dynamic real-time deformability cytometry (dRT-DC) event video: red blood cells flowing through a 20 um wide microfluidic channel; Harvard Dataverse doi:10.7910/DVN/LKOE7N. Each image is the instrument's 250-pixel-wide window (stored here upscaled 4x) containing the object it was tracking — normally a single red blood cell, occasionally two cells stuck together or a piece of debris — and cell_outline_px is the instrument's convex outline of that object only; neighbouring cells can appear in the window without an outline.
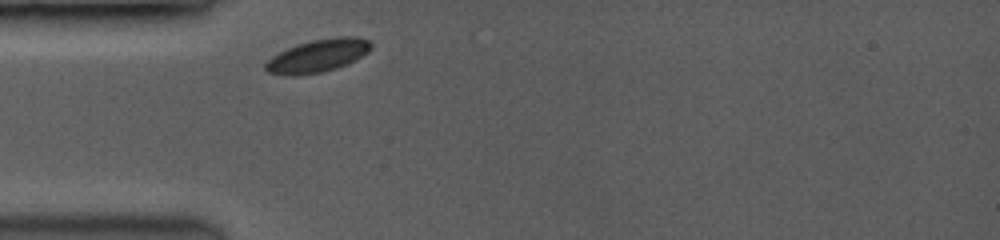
{"species": "common noctule bat (a hibernating species)", "species_latin": "Nyctalus noctula", "temperature_condition": "room temperature", "stored_images_in_passage": 33, "camera_frame_rate_fps": 3500, "um_per_image_px": 0.085, "animal": {"sex": "female", "body_mass_g": 19.0, "forearm_length_mm": 53.3}, "frame": {"image": 1, "passage_image": 1, "time_ms": 0.0, "image_size_px": [1000, 240], "cell_outline_px": [[372, 48], [368, 52], [336, 68], [320, 72], [268, 72], [264, 68], [264, 64], [272, 56], [288, 48], [312, 40], [336, 36], [356, 36], [372, 40]], "centroid_in_image_um": [27.12, 4.66], "position_along_channel_um": 57.9, "area_um2": 19.19}}
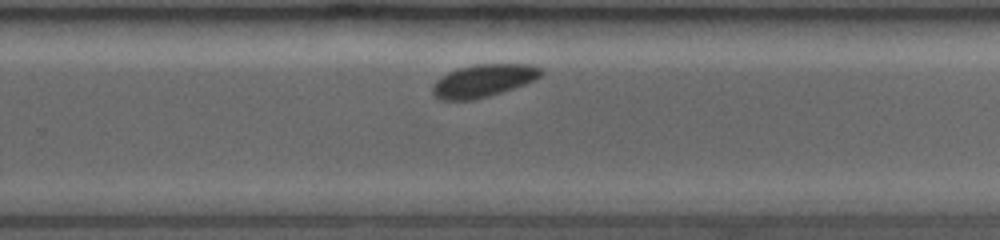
{"frame": {"image": 2, "passage_image": 22, "time_ms": 6.0, "image_size_px": [1000, 240], "cell_outline_px": [[540, 76], [524, 84], [488, 96], [472, 100], [444, 100], [436, 96], [432, 92], [432, 84], [436, 80], [460, 68], [476, 64], [528, 64], [540, 68]], "centroid_in_image_um": [41.05, 6.86], "position_along_channel_um": 288.7, "area_um2": 20.0}}
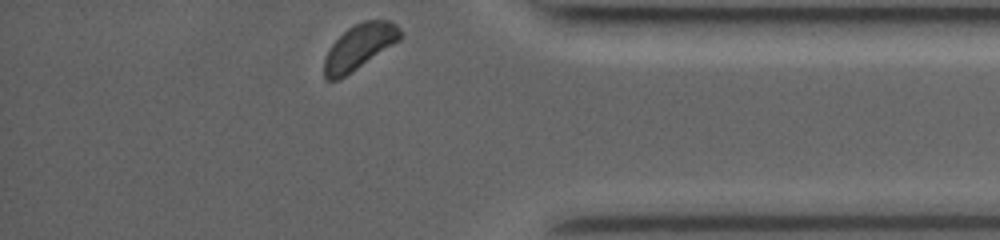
{"frame": {"image": 3, "passage_image": 33, "time_ms": 9.143, "image_size_px": [1000, 240], "cell_outline_px": [[400, 40], [344, 76], [336, 80], [328, 80], [324, 76], [324, 56], [332, 44], [348, 28], [364, 20], [388, 20], [396, 24], [400, 32]], "centroid_in_image_um": [30.52, 3.97], "position_along_channel_um": 404.7, "area_um2": 19.48}, "authors_computed_cell_mechanics": {"area_um2": 19.941, "velocity_mm_per_s": 3.9286, "shape_relaxation_time_tau1_ms": 5.2762, "shape_relaxation_time_tau2_ms": null, "deformation_change_tau1": 0.1123, "deformation_change_tau2": null}}